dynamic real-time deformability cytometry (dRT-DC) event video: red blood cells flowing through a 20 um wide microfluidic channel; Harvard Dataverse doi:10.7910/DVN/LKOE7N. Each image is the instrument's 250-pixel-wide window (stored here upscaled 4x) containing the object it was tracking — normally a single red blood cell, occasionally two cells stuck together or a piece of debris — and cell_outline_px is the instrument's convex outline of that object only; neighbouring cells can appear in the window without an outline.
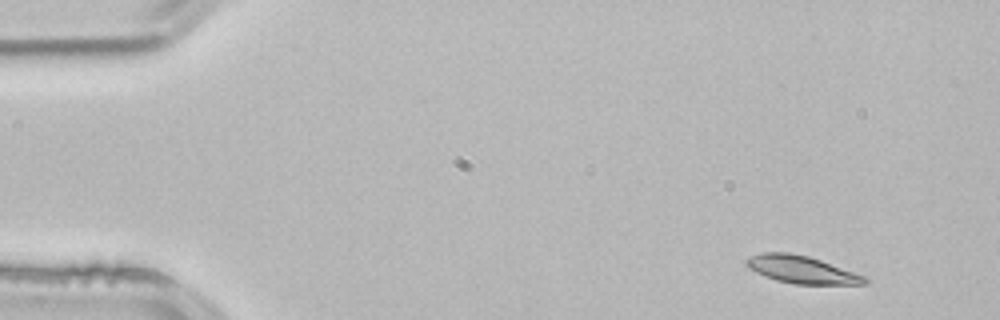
{"species": "common noctule bat (a hibernating species)", "species_latin": "Nyctalus noctula", "temperature_condition": "room temperature", "stored_images_in_passage": 2, "camera_frame_rate_fps": 3000, "um_per_image_px": 0.085, "animal": {"sex": "male", "body_mass_g": 21.5, "forearm_length_mm": 52.0}, "frame": {"image": 1, "passage_image": 1, "time_ms": 0.0, "image_size_px": [1000, 320], "cell_outline_px": [[872, 280], [868, 284], [796, 284], [776, 280], [764, 276], [748, 268], [744, 264], [744, 260], [760, 252], [788, 252], [808, 256], [868, 276]], "centroid_in_image_um": [68.18, 22.92], "position_along_channel_um": 16.8, "area_um2": 19.25}}
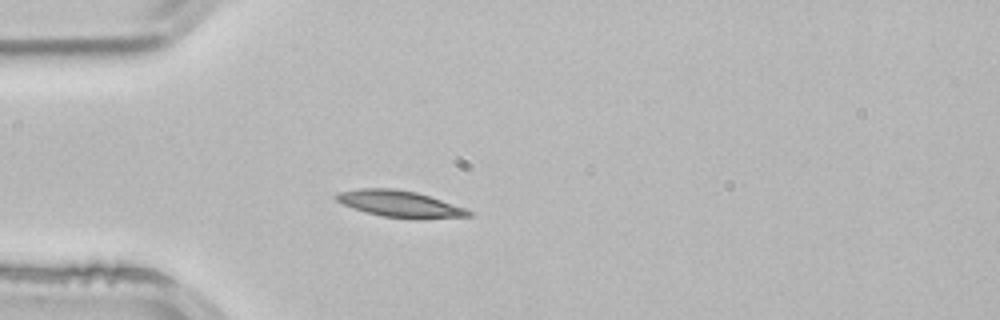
{"frame": {"image": 2, "passage_image": 2, "time_ms": 0.333, "image_size_px": [1000, 320], "cell_outline_px": [[472, 216], [380, 216], [352, 208], [336, 200], [332, 196], [336, 192], [360, 188], [392, 188], [416, 192], [464, 208], [472, 212]], "centroid_in_image_um": [33.8, 17.26], "position_along_channel_um": 51.2, "area_um2": 19.31}}